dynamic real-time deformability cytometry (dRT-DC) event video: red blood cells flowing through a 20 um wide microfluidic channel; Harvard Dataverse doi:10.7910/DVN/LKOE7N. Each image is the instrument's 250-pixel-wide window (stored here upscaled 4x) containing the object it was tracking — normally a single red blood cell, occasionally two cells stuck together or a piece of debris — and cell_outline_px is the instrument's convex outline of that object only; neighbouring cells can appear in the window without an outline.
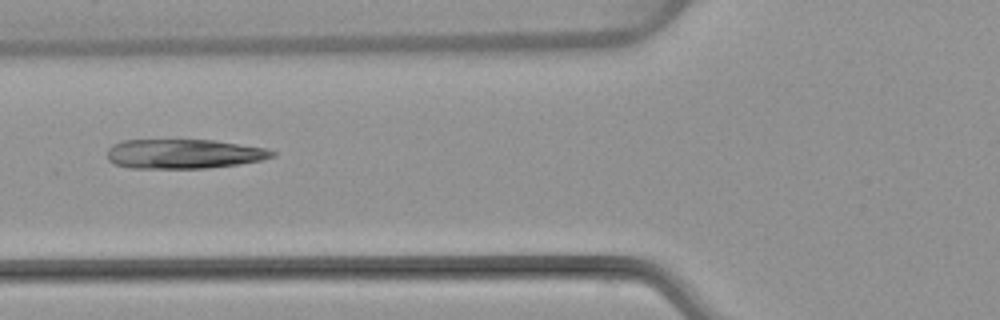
{"species": "common noctule bat (a hibernating species)", "species_latin": "Nyctalus noctula", "temperature_condition": "warm", "stored_images_in_passage": 6, "camera_frame_rate_fps": 3000, "um_per_image_px": 0.085, "animal": {"sex": "female", "body_mass_g": 22.7, "forearm_length_mm": 54.2}, "frame": {"image": 1, "passage_image": 6, "time_ms": 6.333, "image_size_px": [1000, 320], "cell_outline_px": [[276, 156], [264, 160], [240, 164], [204, 168], [132, 168], [116, 164], [108, 160], [108, 148], [112, 144], [124, 140], [216, 140], [268, 148], [276, 152]], "centroid_in_image_um": [15.68, 13.07], "position_along_channel_um": 110.1, "area_um2": 28.55}}